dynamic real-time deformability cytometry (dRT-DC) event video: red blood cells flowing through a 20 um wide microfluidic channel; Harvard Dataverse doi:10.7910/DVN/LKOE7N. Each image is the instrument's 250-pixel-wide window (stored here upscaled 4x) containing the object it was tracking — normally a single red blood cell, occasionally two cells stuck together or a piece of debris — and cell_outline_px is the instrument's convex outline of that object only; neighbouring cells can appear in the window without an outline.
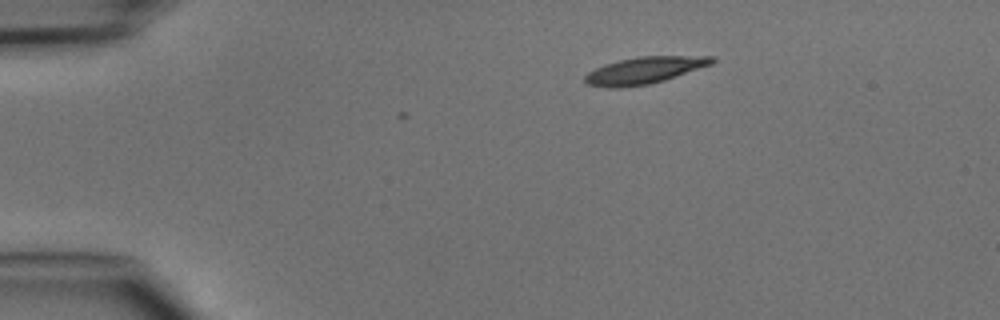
{"species": "common noctule bat (a hibernating species)", "species_latin": "Nyctalus noctula", "temperature_condition": "cold", "stored_images_in_passage": 2, "camera_frame_rate_fps": 3000, "um_per_image_px": 0.085, "animal": {"sex": "male", "body_mass_g": 15.6}, "frame": {"image": 1, "passage_image": 2, "time_ms": 0.333, "image_size_px": [1000, 320], "cell_outline_px": [[716, 60], [712, 64], [664, 80], [648, 84], [620, 88], [608, 88], [588, 84], [584, 80], [584, 76], [588, 72], [604, 64], [636, 56], [716, 56]], "centroid_in_image_um": [54.77, 5.97], "position_along_channel_um": 30.2, "area_um2": 19.83}}